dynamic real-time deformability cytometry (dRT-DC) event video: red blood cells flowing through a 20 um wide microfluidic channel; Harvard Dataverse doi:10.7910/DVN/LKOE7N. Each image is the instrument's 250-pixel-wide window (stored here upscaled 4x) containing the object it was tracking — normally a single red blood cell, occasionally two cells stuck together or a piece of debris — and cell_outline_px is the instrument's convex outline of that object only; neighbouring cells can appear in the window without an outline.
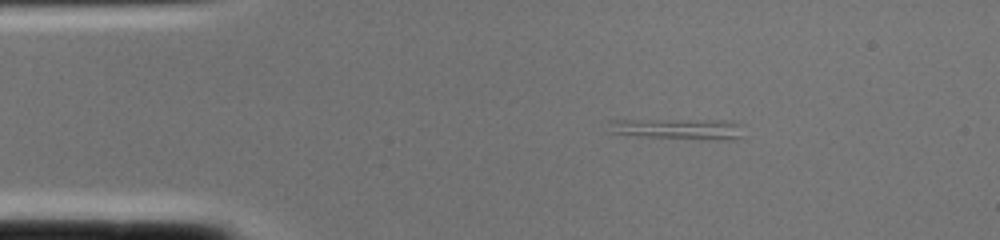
{"species": "common noctule bat (a hibernating species)", "species_latin": "Nyctalus noctula", "temperature_condition": "cold", "stored_images_in_passage": 2, "camera_frame_rate_fps": 3000, "um_per_image_px": 0.085, "animal": {"sex": "female", "body_mass_g": 22.0, "forearm_length_mm": 56.7}, "frame": {"image": 1, "passage_image": 2, "time_ms": 0.333, "image_size_px": [1000, 240], "cell_outline_px": [[744, 124], [740, 136], [736, 140], [728, 140], [640, 136], [608, 132], [608, 120], [724, 120]], "centroid_in_image_um": [57.68, 10.95], "position_along_channel_um": 27.3, "area_um2": 16.36}}